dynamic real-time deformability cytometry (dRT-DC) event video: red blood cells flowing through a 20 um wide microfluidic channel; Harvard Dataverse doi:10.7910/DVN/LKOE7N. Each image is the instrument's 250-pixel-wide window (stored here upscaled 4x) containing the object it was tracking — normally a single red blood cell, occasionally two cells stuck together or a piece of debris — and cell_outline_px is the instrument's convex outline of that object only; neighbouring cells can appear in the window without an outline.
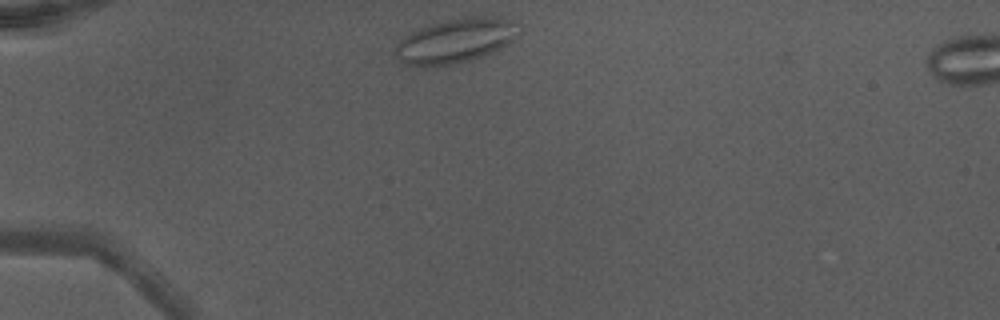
{"species": "Egyptian fruit bat (a non-hibernating species)", "species_latin": "Rousettus aegyptiacus", "temperature_condition": "warm", "stored_images_in_passage": 36, "camera_frame_rate_fps": 3000, "um_per_image_px": 0.085, "animal": {"sex": "male"}, "frame": {"image": 1, "passage_image": 1, "time_ms": 0.0, "image_size_px": [1000, 320], "cell_outline_px": [[520, 24], [512, 40], [508, 44], [500, 48], [480, 56], [468, 60], [452, 64], [432, 68], [404, 64], [396, 56], [396, 48], [400, 40], [404, 36], [420, 28], [432, 24], [464, 16], [488, 16], [508, 20]], "centroid_in_image_um": [38.68, 3.47], "position_along_channel_um": 46.3, "area_um2": 31.56}}
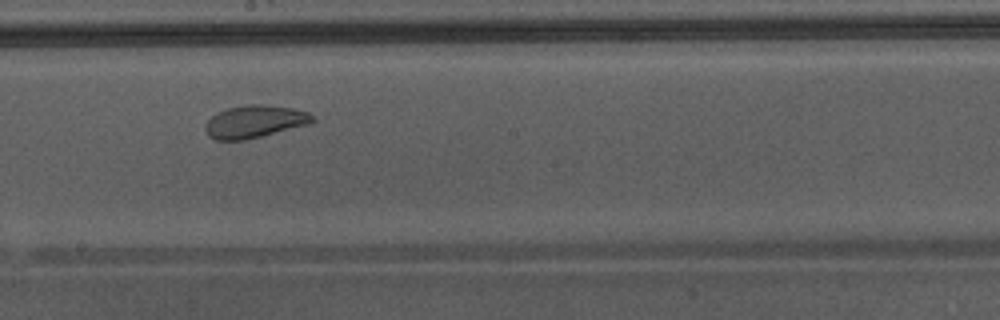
{"frame": {"image": 2, "passage_image": 16, "time_ms": 5.0, "image_size_px": [1000, 320], "cell_outline_px": [[316, 120], [308, 124], [244, 140], [216, 140], [208, 136], [204, 128], [204, 124], [216, 112], [228, 108], [252, 104], [264, 104], [292, 108], [308, 112]], "centroid_in_image_um": [21.6, 10.33], "position_along_channel_um": 226.6, "area_um2": 20.17}, "authors_computed_cell_mechanics": {"area_um2": 22.4842, "velocity_mm_per_s": 4.3315, "shape_relaxation_time_tau1_ms": 3.2949, "shape_relaxation_time_tau2_ms": 1.1929, "deformation_change_tau1": 0.0934, "deformation_change_tau2": 0.0763}}